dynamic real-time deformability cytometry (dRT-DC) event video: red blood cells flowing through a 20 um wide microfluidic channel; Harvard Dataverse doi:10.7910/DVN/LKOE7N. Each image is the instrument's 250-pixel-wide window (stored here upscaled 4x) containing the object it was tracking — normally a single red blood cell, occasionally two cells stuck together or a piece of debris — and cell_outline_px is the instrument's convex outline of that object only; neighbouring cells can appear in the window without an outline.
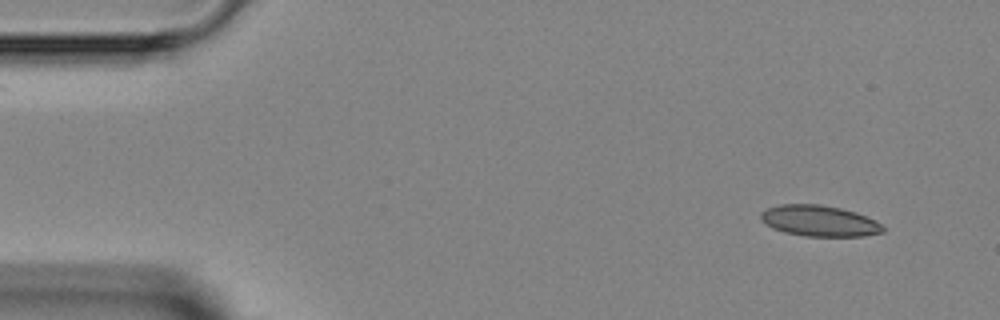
{"species": "Egyptian fruit bat (a non-hibernating species)", "species_latin": "Rousettus aegyptiacus", "temperature_condition": "room temperature", "stored_images_in_passage": 5, "segment_of_instrument_passage": [1, 2], "camera_frame_rate_fps": 3000, "um_per_image_px": 0.085, "animal": {"sex": "female"}, "frame": {"image": 1, "passage_image": 1, "time_ms": 0.0, "image_size_px": [1000, 320], "cell_outline_px": [[884, 232], [864, 236], [804, 236], [784, 232], [772, 228], [764, 224], [760, 220], [760, 212], [768, 208], [780, 204], [820, 204], [840, 208], [856, 212], [876, 220], [884, 228]], "centroid_in_image_um": [69.61, 18.77], "position_along_channel_um": 15.4, "area_um2": 22.2}}